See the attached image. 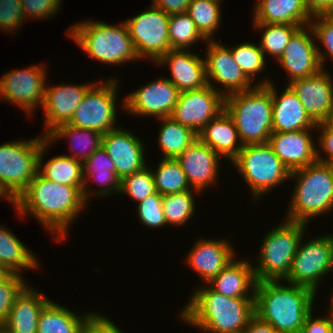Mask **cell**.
<instances>
[{
  "label": "cell",
  "mask_w": 333,
  "mask_h": 333,
  "mask_svg": "<svg viewBox=\"0 0 333 333\" xmlns=\"http://www.w3.org/2000/svg\"><path fill=\"white\" fill-rule=\"evenodd\" d=\"M47 66L31 65L23 70H10L0 78V100L20 108L31 116L44 103ZM30 114V115H29Z\"/></svg>",
  "instance_id": "cell-13"
},
{
  "label": "cell",
  "mask_w": 333,
  "mask_h": 333,
  "mask_svg": "<svg viewBox=\"0 0 333 333\" xmlns=\"http://www.w3.org/2000/svg\"><path fill=\"white\" fill-rule=\"evenodd\" d=\"M293 179L295 188L283 219L309 224L311 218L333 212V165L316 161L292 171L289 181Z\"/></svg>",
  "instance_id": "cell-5"
},
{
  "label": "cell",
  "mask_w": 333,
  "mask_h": 333,
  "mask_svg": "<svg viewBox=\"0 0 333 333\" xmlns=\"http://www.w3.org/2000/svg\"><path fill=\"white\" fill-rule=\"evenodd\" d=\"M3 198L7 202L12 203L16 207V199L7 191V189L0 183V199Z\"/></svg>",
  "instance_id": "cell-54"
},
{
  "label": "cell",
  "mask_w": 333,
  "mask_h": 333,
  "mask_svg": "<svg viewBox=\"0 0 333 333\" xmlns=\"http://www.w3.org/2000/svg\"><path fill=\"white\" fill-rule=\"evenodd\" d=\"M206 46L207 50L205 49L204 54L206 77L207 83L212 88L226 97L235 92L251 89L256 85L236 63L227 45L221 44L220 40L218 42L216 38L215 40H207ZM217 84L223 88H217L219 87Z\"/></svg>",
  "instance_id": "cell-14"
},
{
  "label": "cell",
  "mask_w": 333,
  "mask_h": 333,
  "mask_svg": "<svg viewBox=\"0 0 333 333\" xmlns=\"http://www.w3.org/2000/svg\"><path fill=\"white\" fill-rule=\"evenodd\" d=\"M136 207L137 216L142 225L152 229L167 225L162 207V195L158 192L137 203Z\"/></svg>",
  "instance_id": "cell-44"
},
{
  "label": "cell",
  "mask_w": 333,
  "mask_h": 333,
  "mask_svg": "<svg viewBox=\"0 0 333 333\" xmlns=\"http://www.w3.org/2000/svg\"><path fill=\"white\" fill-rule=\"evenodd\" d=\"M310 25L314 30L317 42L322 46L321 50L320 44H317L319 59L322 68L325 69L326 60L333 62V14L314 15Z\"/></svg>",
  "instance_id": "cell-43"
},
{
  "label": "cell",
  "mask_w": 333,
  "mask_h": 333,
  "mask_svg": "<svg viewBox=\"0 0 333 333\" xmlns=\"http://www.w3.org/2000/svg\"><path fill=\"white\" fill-rule=\"evenodd\" d=\"M232 52L234 60L240 66L244 74L255 83L256 76L262 75L266 70V57L264 56L259 44L251 42H242L239 45L236 44L228 46ZM261 72V73H260Z\"/></svg>",
  "instance_id": "cell-41"
},
{
  "label": "cell",
  "mask_w": 333,
  "mask_h": 333,
  "mask_svg": "<svg viewBox=\"0 0 333 333\" xmlns=\"http://www.w3.org/2000/svg\"><path fill=\"white\" fill-rule=\"evenodd\" d=\"M193 290L179 318L201 332L243 333L255 316V298L224 296L206 284Z\"/></svg>",
  "instance_id": "cell-2"
},
{
  "label": "cell",
  "mask_w": 333,
  "mask_h": 333,
  "mask_svg": "<svg viewBox=\"0 0 333 333\" xmlns=\"http://www.w3.org/2000/svg\"><path fill=\"white\" fill-rule=\"evenodd\" d=\"M199 191L191 189L179 193L162 196V207L167 224L181 226L193 218L195 212V196Z\"/></svg>",
  "instance_id": "cell-40"
},
{
  "label": "cell",
  "mask_w": 333,
  "mask_h": 333,
  "mask_svg": "<svg viewBox=\"0 0 333 333\" xmlns=\"http://www.w3.org/2000/svg\"><path fill=\"white\" fill-rule=\"evenodd\" d=\"M301 238L286 283L304 286L316 294L323 279L333 271V233L304 240ZM329 272V273H328Z\"/></svg>",
  "instance_id": "cell-11"
},
{
  "label": "cell",
  "mask_w": 333,
  "mask_h": 333,
  "mask_svg": "<svg viewBox=\"0 0 333 333\" xmlns=\"http://www.w3.org/2000/svg\"><path fill=\"white\" fill-rule=\"evenodd\" d=\"M53 145L45 139L38 157V173L58 184L76 186L81 192L84 186L82 162L66 154L53 156L44 162L46 151ZM43 161V162H42Z\"/></svg>",
  "instance_id": "cell-31"
},
{
  "label": "cell",
  "mask_w": 333,
  "mask_h": 333,
  "mask_svg": "<svg viewBox=\"0 0 333 333\" xmlns=\"http://www.w3.org/2000/svg\"><path fill=\"white\" fill-rule=\"evenodd\" d=\"M112 319L94 311L85 321L82 333H124Z\"/></svg>",
  "instance_id": "cell-49"
},
{
  "label": "cell",
  "mask_w": 333,
  "mask_h": 333,
  "mask_svg": "<svg viewBox=\"0 0 333 333\" xmlns=\"http://www.w3.org/2000/svg\"><path fill=\"white\" fill-rule=\"evenodd\" d=\"M155 7L168 15L186 13L191 0H152Z\"/></svg>",
  "instance_id": "cell-51"
},
{
  "label": "cell",
  "mask_w": 333,
  "mask_h": 333,
  "mask_svg": "<svg viewBox=\"0 0 333 333\" xmlns=\"http://www.w3.org/2000/svg\"><path fill=\"white\" fill-rule=\"evenodd\" d=\"M46 136L0 145V183L17 199L38 173V157Z\"/></svg>",
  "instance_id": "cell-9"
},
{
  "label": "cell",
  "mask_w": 333,
  "mask_h": 333,
  "mask_svg": "<svg viewBox=\"0 0 333 333\" xmlns=\"http://www.w3.org/2000/svg\"><path fill=\"white\" fill-rule=\"evenodd\" d=\"M253 24V28L262 31L259 47L264 56L271 55L276 61L282 55L294 33L302 27L291 24Z\"/></svg>",
  "instance_id": "cell-38"
},
{
  "label": "cell",
  "mask_w": 333,
  "mask_h": 333,
  "mask_svg": "<svg viewBox=\"0 0 333 333\" xmlns=\"http://www.w3.org/2000/svg\"><path fill=\"white\" fill-rule=\"evenodd\" d=\"M62 0H21V7L27 20L49 19L60 11Z\"/></svg>",
  "instance_id": "cell-47"
},
{
  "label": "cell",
  "mask_w": 333,
  "mask_h": 333,
  "mask_svg": "<svg viewBox=\"0 0 333 333\" xmlns=\"http://www.w3.org/2000/svg\"><path fill=\"white\" fill-rule=\"evenodd\" d=\"M96 82L80 83V84H56L50 85L46 83L43 113H44V133L46 136L58 125L68 123L78 106L80 105L83 96L88 89Z\"/></svg>",
  "instance_id": "cell-20"
},
{
  "label": "cell",
  "mask_w": 333,
  "mask_h": 333,
  "mask_svg": "<svg viewBox=\"0 0 333 333\" xmlns=\"http://www.w3.org/2000/svg\"><path fill=\"white\" fill-rule=\"evenodd\" d=\"M333 76L322 69L311 77L296 79L288 85L297 94L306 113L316 123H322L333 104Z\"/></svg>",
  "instance_id": "cell-24"
},
{
  "label": "cell",
  "mask_w": 333,
  "mask_h": 333,
  "mask_svg": "<svg viewBox=\"0 0 333 333\" xmlns=\"http://www.w3.org/2000/svg\"><path fill=\"white\" fill-rule=\"evenodd\" d=\"M20 240L7 227L0 225V265L9 273L23 275L24 270H36L42 264Z\"/></svg>",
  "instance_id": "cell-33"
},
{
  "label": "cell",
  "mask_w": 333,
  "mask_h": 333,
  "mask_svg": "<svg viewBox=\"0 0 333 333\" xmlns=\"http://www.w3.org/2000/svg\"><path fill=\"white\" fill-rule=\"evenodd\" d=\"M101 147L113 161L120 180L147 166L144 142L129 129L118 127L103 134Z\"/></svg>",
  "instance_id": "cell-18"
},
{
  "label": "cell",
  "mask_w": 333,
  "mask_h": 333,
  "mask_svg": "<svg viewBox=\"0 0 333 333\" xmlns=\"http://www.w3.org/2000/svg\"><path fill=\"white\" fill-rule=\"evenodd\" d=\"M316 129L319 132V136L315 137L318 142L317 146L320 150L322 149V153L324 152L322 154L317 148V161L333 165V129L328 128L323 122L318 123Z\"/></svg>",
  "instance_id": "cell-48"
},
{
  "label": "cell",
  "mask_w": 333,
  "mask_h": 333,
  "mask_svg": "<svg viewBox=\"0 0 333 333\" xmlns=\"http://www.w3.org/2000/svg\"><path fill=\"white\" fill-rule=\"evenodd\" d=\"M27 284L24 276L13 273L0 281V325L6 322L14 299Z\"/></svg>",
  "instance_id": "cell-45"
},
{
  "label": "cell",
  "mask_w": 333,
  "mask_h": 333,
  "mask_svg": "<svg viewBox=\"0 0 333 333\" xmlns=\"http://www.w3.org/2000/svg\"><path fill=\"white\" fill-rule=\"evenodd\" d=\"M66 33L92 60L112 66L140 60L125 21L116 25L85 20L71 25Z\"/></svg>",
  "instance_id": "cell-4"
},
{
  "label": "cell",
  "mask_w": 333,
  "mask_h": 333,
  "mask_svg": "<svg viewBox=\"0 0 333 333\" xmlns=\"http://www.w3.org/2000/svg\"><path fill=\"white\" fill-rule=\"evenodd\" d=\"M222 0H191L187 14L195 23L198 31L206 40H215L221 27Z\"/></svg>",
  "instance_id": "cell-36"
},
{
  "label": "cell",
  "mask_w": 333,
  "mask_h": 333,
  "mask_svg": "<svg viewBox=\"0 0 333 333\" xmlns=\"http://www.w3.org/2000/svg\"><path fill=\"white\" fill-rule=\"evenodd\" d=\"M9 272L2 266L0 265V281L3 280Z\"/></svg>",
  "instance_id": "cell-56"
},
{
  "label": "cell",
  "mask_w": 333,
  "mask_h": 333,
  "mask_svg": "<svg viewBox=\"0 0 333 333\" xmlns=\"http://www.w3.org/2000/svg\"><path fill=\"white\" fill-rule=\"evenodd\" d=\"M307 226L284 219L264 235L253 266L257 281L284 280L288 276Z\"/></svg>",
  "instance_id": "cell-7"
},
{
  "label": "cell",
  "mask_w": 333,
  "mask_h": 333,
  "mask_svg": "<svg viewBox=\"0 0 333 333\" xmlns=\"http://www.w3.org/2000/svg\"><path fill=\"white\" fill-rule=\"evenodd\" d=\"M231 163L248 185L253 203L290 180L291 172L268 143L243 145Z\"/></svg>",
  "instance_id": "cell-8"
},
{
  "label": "cell",
  "mask_w": 333,
  "mask_h": 333,
  "mask_svg": "<svg viewBox=\"0 0 333 333\" xmlns=\"http://www.w3.org/2000/svg\"><path fill=\"white\" fill-rule=\"evenodd\" d=\"M26 22L21 0H0V29L7 33H17Z\"/></svg>",
  "instance_id": "cell-46"
},
{
  "label": "cell",
  "mask_w": 333,
  "mask_h": 333,
  "mask_svg": "<svg viewBox=\"0 0 333 333\" xmlns=\"http://www.w3.org/2000/svg\"><path fill=\"white\" fill-rule=\"evenodd\" d=\"M198 139L230 162L243 148L236 125L225 109L200 131Z\"/></svg>",
  "instance_id": "cell-29"
},
{
  "label": "cell",
  "mask_w": 333,
  "mask_h": 333,
  "mask_svg": "<svg viewBox=\"0 0 333 333\" xmlns=\"http://www.w3.org/2000/svg\"><path fill=\"white\" fill-rule=\"evenodd\" d=\"M228 239L200 237L185 257V264L198 274L205 284L217 276L234 258L236 249Z\"/></svg>",
  "instance_id": "cell-19"
},
{
  "label": "cell",
  "mask_w": 333,
  "mask_h": 333,
  "mask_svg": "<svg viewBox=\"0 0 333 333\" xmlns=\"http://www.w3.org/2000/svg\"><path fill=\"white\" fill-rule=\"evenodd\" d=\"M87 204L76 186L58 184L37 173L16 199L15 211L21 219L34 216L59 242L67 239L69 227L85 212Z\"/></svg>",
  "instance_id": "cell-1"
},
{
  "label": "cell",
  "mask_w": 333,
  "mask_h": 333,
  "mask_svg": "<svg viewBox=\"0 0 333 333\" xmlns=\"http://www.w3.org/2000/svg\"><path fill=\"white\" fill-rule=\"evenodd\" d=\"M87 312L79 314L50 300L40 312L37 333H82L86 319L93 313Z\"/></svg>",
  "instance_id": "cell-32"
},
{
  "label": "cell",
  "mask_w": 333,
  "mask_h": 333,
  "mask_svg": "<svg viewBox=\"0 0 333 333\" xmlns=\"http://www.w3.org/2000/svg\"><path fill=\"white\" fill-rule=\"evenodd\" d=\"M176 160L180 163L191 189L203 194L208 187L212 188L219 184L217 181L220 176L221 157L199 139L193 142Z\"/></svg>",
  "instance_id": "cell-21"
},
{
  "label": "cell",
  "mask_w": 333,
  "mask_h": 333,
  "mask_svg": "<svg viewBox=\"0 0 333 333\" xmlns=\"http://www.w3.org/2000/svg\"><path fill=\"white\" fill-rule=\"evenodd\" d=\"M313 312L305 318L300 333H333V317L330 314L315 317Z\"/></svg>",
  "instance_id": "cell-50"
},
{
  "label": "cell",
  "mask_w": 333,
  "mask_h": 333,
  "mask_svg": "<svg viewBox=\"0 0 333 333\" xmlns=\"http://www.w3.org/2000/svg\"><path fill=\"white\" fill-rule=\"evenodd\" d=\"M224 109L234 121L243 145L268 143L273 133V104L266 85L229 94Z\"/></svg>",
  "instance_id": "cell-6"
},
{
  "label": "cell",
  "mask_w": 333,
  "mask_h": 333,
  "mask_svg": "<svg viewBox=\"0 0 333 333\" xmlns=\"http://www.w3.org/2000/svg\"><path fill=\"white\" fill-rule=\"evenodd\" d=\"M234 258L207 285L215 292L233 298H255L257 280L253 264L244 259ZM250 293V294H249Z\"/></svg>",
  "instance_id": "cell-28"
},
{
  "label": "cell",
  "mask_w": 333,
  "mask_h": 333,
  "mask_svg": "<svg viewBox=\"0 0 333 333\" xmlns=\"http://www.w3.org/2000/svg\"><path fill=\"white\" fill-rule=\"evenodd\" d=\"M44 294L32 285H26L14 299L2 326L9 333H37L40 312L50 301Z\"/></svg>",
  "instance_id": "cell-27"
},
{
  "label": "cell",
  "mask_w": 333,
  "mask_h": 333,
  "mask_svg": "<svg viewBox=\"0 0 333 333\" xmlns=\"http://www.w3.org/2000/svg\"><path fill=\"white\" fill-rule=\"evenodd\" d=\"M180 91L167 77L155 78L150 83L131 91L121 99V110L137 117H170Z\"/></svg>",
  "instance_id": "cell-15"
},
{
  "label": "cell",
  "mask_w": 333,
  "mask_h": 333,
  "mask_svg": "<svg viewBox=\"0 0 333 333\" xmlns=\"http://www.w3.org/2000/svg\"><path fill=\"white\" fill-rule=\"evenodd\" d=\"M170 15L150 5L136 16L125 20L139 59L156 63L170 48L168 23Z\"/></svg>",
  "instance_id": "cell-12"
},
{
  "label": "cell",
  "mask_w": 333,
  "mask_h": 333,
  "mask_svg": "<svg viewBox=\"0 0 333 333\" xmlns=\"http://www.w3.org/2000/svg\"><path fill=\"white\" fill-rule=\"evenodd\" d=\"M117 78L118 76L109 77L106 82L103 80L99 81L100 83L96 81L83 96L80 105L67 124L98 131L101 134L118 128L116 104L120 81Z\"/></svg>",
  "instance_id": "cell-10"
},
{
  "label": "cell",
  "mask_w": 333,
  "mask_h": 333,
  "mask_svg": "<svg viewBox=\"0 0 333 333\" xmlns=\"http://www.w3.org/2000/svg\"><path fill=\"white\" fill-rule=\"evenodd\" d=\"M168 35L171 50H190L199 40L207 42L187 13L170 15Z\"/></svg>",
  "instance_id": "cell-39"
},
{
  "label": "cell",
  "mask_w": 333,
  "mask_h": 333,
  "mask_svg": "<svg viewBox=\"0 0 333 333\" xmlns=\"http://www.w3.org/2000/svg\"><path fill=\"white\" fill-rule=\"evenodd\" d=\"M0 333H9L2 325H0Z\"/></svg>",
  "instance_id": "cell-58"
},
{
  "label": "cell",
  "mask_w": 333,
  "mask_h": 333,
  "mask_svg": "<svg viewBox=\"0 0 333 333\" xmlns=\"http://www.w3.org/2000/svg\"><path fill=\"white\" fill-rule=\"evenodd\" d=\"M157 169H151L156 192L167 195L191 190L186 175L176 159L161 158Z\"/></svg>",
  "instance_id": "cell-37"
},
{
  "label": "cell",
  "mask_w": 333,
  "mask_h": 333,
  "mask_svg": "<svg viewBox=\"0 0 333 333\" xmlns=\"http://www.w3.org/2000/svg\"><path fill=\"white\" fill-rule=\"evenodd\" d=\"M312 16L318 14H333V0H304Z\"/></svg>",
  "instance_id": "cell-52"
},
{
  "label": "cell",
  "mask_w": 333,
  "mask_h": 333,
  "mask_svg": "<svg viewBox=\"0 0 333 333\" xmlns=\"http://www.w3.org/2000/svg\"><path fill=\"white\" fill-rule=\"evenodd\" d=\"M102 135L103 134L98 131L77 128L65 123L58 125L51 132H49L46 135V139L53 144L54 142L56 143V140L60 141L62 138H68L67 140L70 143V147L68 148L72 153L68 156L83 162L102 146Z\"/></svg>",
  "instance_id": "cell-34"
},
{
  "label": "cell",
  "mask_w": 333,
  "mask_h": 333,
  "mask_svg": "<svg viewBox=\"0 0 333 333\" xmlns=\"http://www.w3.org/2000/svg\"><path fill=\"white\" fill-rule=\"evenodd\" d=\"M287 284L283 280L257 281L255 315L278 333H300L317 294L310 288Z\"/></svg>",
  "instance_id": "cell-3"
},
{
  "label": "cell",
  "mask_w": 333,
  "mask_h": 333,
  "mask_svg": "<svg viewBox=\"0 0 333 333\" xmlns=\"http://www.w3.org/2000/svg\"><path fill=\"white\" fill-rule=\"evenodd\" d=\"M82 169L84 177L82 195L88 204L90 203V198L92 199L95 196L100 198L102 196L103 198L119 194L120 179L117 176L115 165L102 147L82 162ZM89 181H95L101 187L99 186L98 189L96 188L95 191L90 192V189H88Z\"/></svg>",
  "instance_id": "cell-26"
},
{
  "label": "cell",
  "mask_w": 333,
  "mask_h": 333,
  "mask_svg": "<svg viewBox=\"0 0 333 333\" xmlns=\"http://www.w3.org/2000/svg\"><path fill=\"white\" fill-rule=\"evenodd\" d=\"M256 85H266L270 92L273 104V132H293L304 129H316V123L306 113L297 94L289 85L280 94L276 83L263 77Z\"/></svg>",
  "instance_id": "cell-22"
},
{
  "label": "cell",
  "mask_w": 333,
  "mask_h": 333,
  "mask_svg": "<svg viewBox=\"0 0 333 333\" xmlns=\"http://www.w3.org/2000/svg\"><path fill=\"white\" fill-rule=\"evenodd\" d=\"M243 333H278L270 324L261 321L256 315L249 321Z\"/></svg>",
  "instance_id": "cell-53"
},
{
  "label": "cell",
  "mask_w": 333,
  "mask_h": 333,
  "mask_svg": "<svg viewBox=\"0 0 333 333\" xmlns=\"http://www.w3.org/2000/svg\"><path fill=\"white\" fill-rule=\"evenodd\" d=\"M317 42L312 26L300 27L290 39L276 61L288 74L287 85L296 79L311 77L323 68L319 59Z\"/></svg>",
  "instance_id": "cell-17"
},
{
  "label": "cell",
  "mask_w": 333,
  "mask_h": 333,
  "mask_svg": "<svg viewBox=\"0 0 333 333\" xmlns=\"http://www.w3.org/2000/svg\"><path fill=\"white\" fill-rule=\"evenodd\" d=\"M253 23L309 25L312 15L304 0H256Z\"/></svg>",
  "instance_id": "cell-30"
},
{
  "label": "cell",
  "mask_w": 333,
  "mask_h": 333,
  "mask_svg": "<svg viewBox=\"0 0 333 333\" xmlns=\"http://www.w3.org/2000/svg\"><path fill=\"white\" fill-rule=\"evenodd\" d=\"M151 166H146L131 175L120 180V191L118 195L127 194L136 203L145 200L148 196L156 193Z\"/></svg>",
  "instance_id": "cell-42"
},
{
  "label": "cell",
  "mask_w": 333,
  "mask_h": 333,
  "mask_svg": "<svg viewBox=\"0 0 333 333\" xmlns=\"http://www.w3.org/2000/svg\"><path fill=\"white\" fill-rule=\"evenodd\" d=\"M323 123L328 127L333 129V104L329 110L327 118L323 121Z\"/></svg>",
  "instance_id": "cell-55"
},
{
  "label": "cell",
  "mask_w": 333,
  "mask_h": 333,
  "mask_svg": "<svg viewBox=\"0 0 333 333\" xmlns=\"http://www.w3.org/2000/svg\"><path fill=\"white\" fill-rule=\"evenodd\" d=\"M332 296H330L331 297V302H330V306L328 307L329 308V311H327L328 312V314H330L332 317H333V292H332V294H331Z\"/></svg>",
  "instance_id": "cell-57"
},
{
  "label": "cell",
  "mask_w": 333,
  "mask_h": 333,
  "mask_svg": "<svg viewBox=\"0 0 333 333\" xmlns=\"http://www.w3.org/2000/svg\"><path fill=\"white\" fill-rule=\"evenodd\" d=\"M203 58L191 50H169L156 64L169 67L167 69L171 77L167 79L183 92L208 85L206 63Z\"/></svg>",
  "instance_id": "cell-25"
},
{
  "label": "cell",
  "mask_w": 333,
  "mask_h": 333,
  "mask_svg": "<svg viewBox=\"0 0 333 333\" xmlns=\"http://www.w3.org/2000/svg\"><path fill=\"white\" fill-rule=\"evenodd\" d=\"M316 129L273 132L268 144L290 172L317 161V145L312 135Z\"/></svg>",
  "instance_id": "cell-23"
},
{
  "label": "cell",
  "mask_w": 333,
  "mask_h": 333,
  "mask_svg": "<svg viewBox=\"0 0 333 333\" xmlns=\"http://www.w3.org/2000/svg\"><path fill=\"white\" fill-rule=\"evenodd\" d=\"M225 97L209 84L205 87L180 92L171 118L197 135L224 110Z\"/></svg>",
  "instance_id": "cell-16"
},
{
  "label": "cell",
  "mask_w": 333,
  "mask_h": 333,
  "mask_svg": "<svg viewBox=\"0 0 333 333\" xmlns=\"http://www.w3.org/2000/svg\"><path fill=\"white\" fill-rule=\"evenodd\" d=\"M162 123L159 126L157 145L162 158L176 159L193 142L198 135L191 129L174 121L171 117L157 118Z\"/></svg>",
  "instance_id": "cell-35"
}]
</instances>
